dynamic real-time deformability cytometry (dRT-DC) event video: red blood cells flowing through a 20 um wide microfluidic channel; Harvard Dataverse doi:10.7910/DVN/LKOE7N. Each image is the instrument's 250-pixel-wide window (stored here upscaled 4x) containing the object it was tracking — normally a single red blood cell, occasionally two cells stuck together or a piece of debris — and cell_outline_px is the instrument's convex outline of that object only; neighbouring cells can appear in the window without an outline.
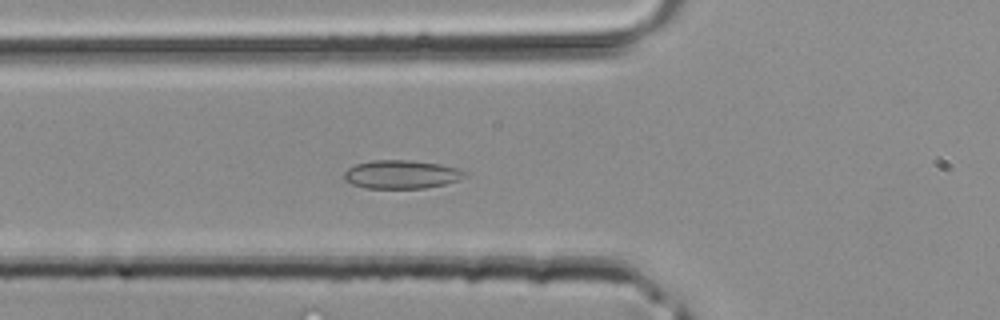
{"species": "common noctule bat (a hibernating species)", "species_latin": "Nyctalus noctula", "temperature_condition": "room temperature", "stored_images_in_passage": 33, "camera_frame_rate_fps": 3000, "um_per_image_px": 0.085, "animal": {"sex": "male", "body_mass_g": 20.4}, "frame": {"image": 1, "passage_image": 7, "time_ms": 2.0, "image_size_px": [1000, 320], "cell_outline_px": [[468, 176], [444, 184], [424, 188], [364, 188], [352, 184], [344, 180], [344, 172], [348, 168], [356, 164], [372, 160], [412, 160], [440, 164], [456, 168], [464, 172]], "centroid_in_image_um": [34.08, 14.82], "position_along_channel_um": 91.7, "area_um2": 19.94}}
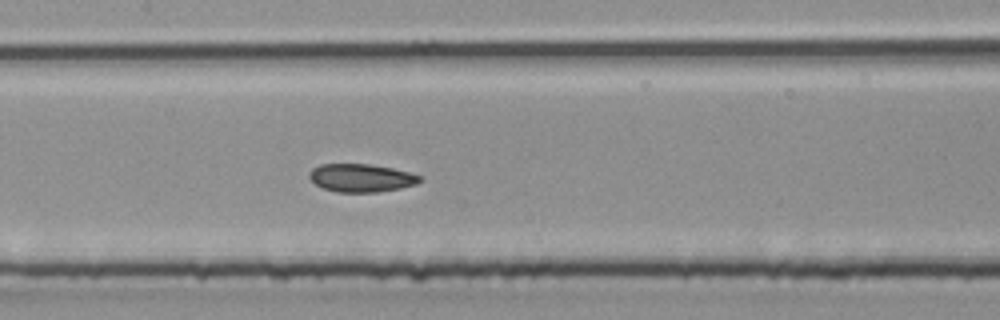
{"frame": {"image": 2, "passage_image": 12, "time_ms": 3.667, "image_size_px": [1000, 320], "cell_outline_px": [[424, 180], [416, 184], [400, 188], [376, 192], [340, 192], [324, 188], [316, 184], [308, 176], [308, 172], [312, 168], [320, 164], [368, 164], [392, 168], [408, 172], [420, 176]], "centroid_in_image_um": [30.7, 15.11], "position_along_channel_um": 176.7, "area_um2": 17.98}}
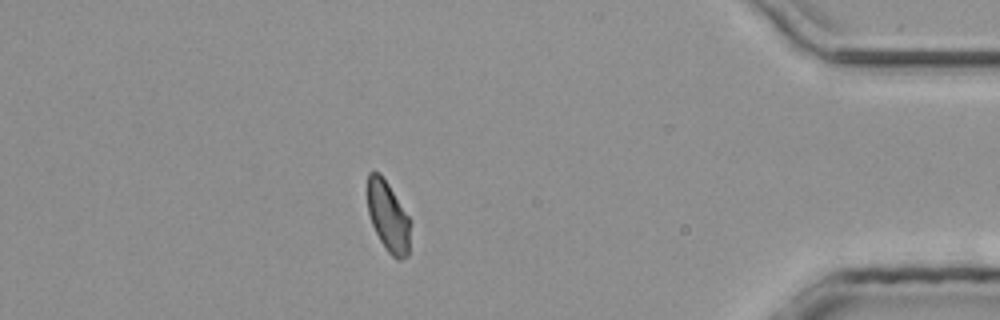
{"frame": {"image": 3, "passage_image": 28, "time_ms": 9.0, "image_size_px": [1000, 320], "cell_outline_px": [[408, 256], [400, 260], [396, 260], [388, 252], [380, 240], [372, 224], [368, 212], [368, 172], [372, 168], [380, 172], [388, 184], [408, 216]], "centroid_in_image_um": [32.95, 18.37], "position_along_channel_um": 402.3, "area_um2": 17.22}}